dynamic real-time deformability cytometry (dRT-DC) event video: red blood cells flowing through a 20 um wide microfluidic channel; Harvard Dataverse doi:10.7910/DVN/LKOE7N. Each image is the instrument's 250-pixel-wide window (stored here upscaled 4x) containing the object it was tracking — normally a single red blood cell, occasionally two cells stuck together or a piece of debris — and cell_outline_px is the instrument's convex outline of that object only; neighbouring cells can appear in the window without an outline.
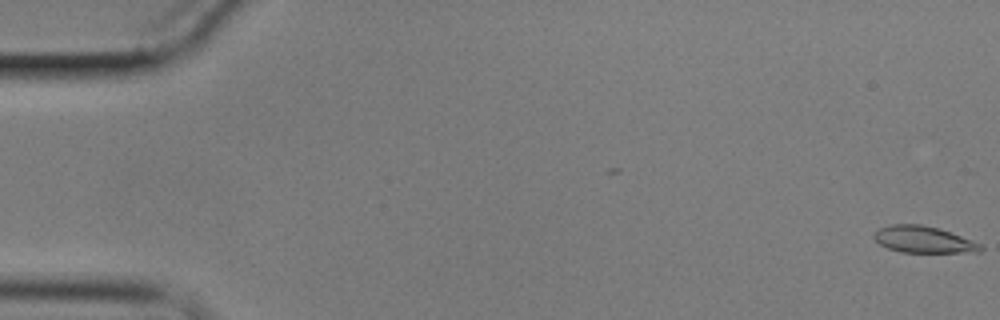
{"species": "common noctule bat (a hibernating species)", "species_latin": "Nyctalus noctula", "temperature_condition": "cold", "stored_images_in_passage": 59, "camera_frame_rate_fps": 3000, "um_per_image_px": 0.085, "animal": {"sex": "male", "body_mass_g": 17.9}, "frame": {"image": 1, "passage_image": 1, "time_ms": 0.0, "image_size_px": [1000, 320], "cell_outline_px": [[984, 248], [980, 252], [900, 252], [888, 248], [880, 244], [872, 236], [880, 228], [892, 224], [920, 224], [940, 228], [972, 240], [980, 244]], "centroid_in_image_um": [78.51, 20.36], "position_along_channel_um": 6.5, "area_um2": 16.47}}
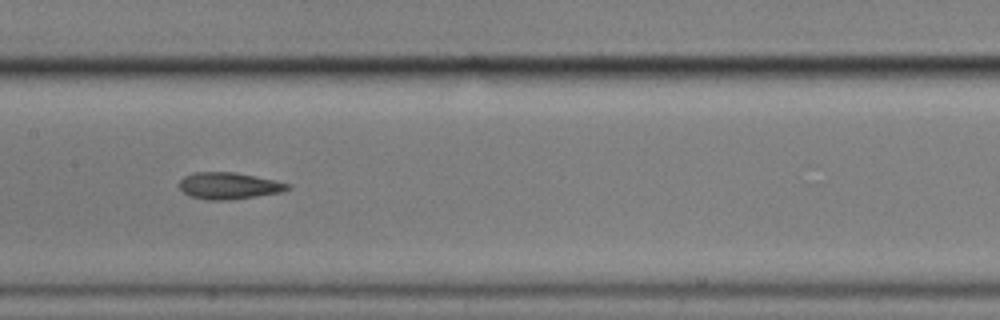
{"frame": {"image": 2, "passage_image": 30, "time_ms": 9.667, "image_size_px": [1000, 320], "cell_outline_px": [[292, 188], [280, 192], [256, 196], [228, 200], [208, 200], [192, 196], [184, 192], [180, 188], [180, 180], [184, 176], [192, 172], [236, 172], [276, 180], [292, 184]], "centroid_in_image_um": [19.49, 15.78], "position_along_channel_um": 187.9, "area_um2": 16.88}}
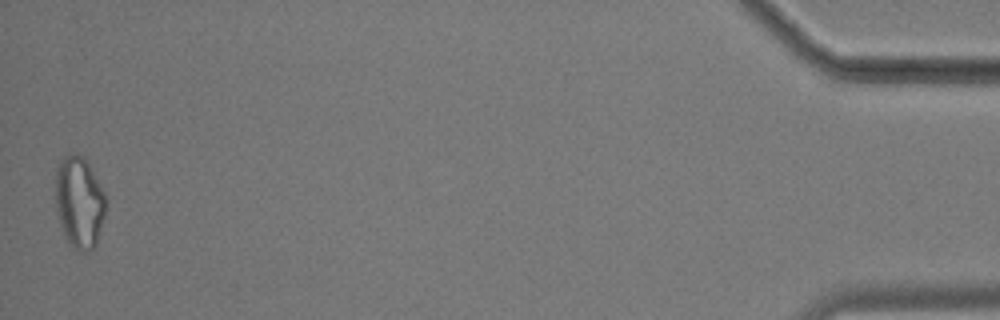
{"frame": {"image": 3, "passage_image": 59, "time_ms": 19.333, "image_size_px": [1000, 320], "cell_outline_px": [[108, 196], [104, 216], [96, 244], [88, 252], [80, 252], [68, 244], [64, 236], [60, 224], [56, 208], [56, 168], [64, 156], [68, 152], [84, 156], [88, 160]], "centroid_in_image_um": [6.77, 17.16], "position_along_channel_um": 428.4, "area_um2": 27.57}, "authors_computed_cell_mechanics": {"area_um2": 17.34, "velocity_mm_per_s": 3.4096, "shape_relaxation_time_tau1_ms": null, "shape_relaxation_time_tau2_ms": 3.8858, "deformation_change_tau1": null, "deformation_change_tau2": 0.1204}}